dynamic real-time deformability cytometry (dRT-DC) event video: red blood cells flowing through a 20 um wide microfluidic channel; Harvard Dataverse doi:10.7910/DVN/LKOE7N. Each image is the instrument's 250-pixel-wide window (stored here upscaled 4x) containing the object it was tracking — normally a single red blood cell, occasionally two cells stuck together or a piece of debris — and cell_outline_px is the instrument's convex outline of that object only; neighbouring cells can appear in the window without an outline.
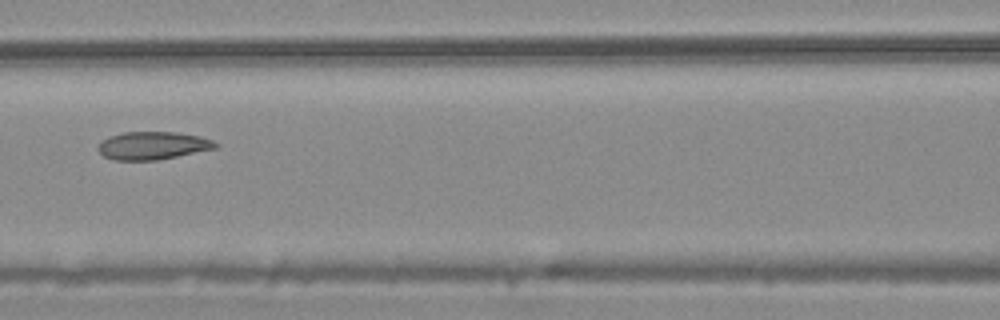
{"species": "common noctule bat (a hibernating species)", "species_latin": "Nyctalus noctula", "temperature_condition": "warm", "stored_images_in_passage": 9, "camera_frame_rate_fps": 3000, "um_per_image_px": 0.085, "animal": {"sex": "male", "body_mass_g": 20.4}, "frame": {"image": 1, "passage_image": 6, "time_ms": 1.667, "image_size_px": [1000, 320], "cell_outline_px": [[220, 144], [216, 148], [156, 160], [116, 160], [104, 156], [96, 148], [104, 140], [112, 136], [124, 132], [176, 132], [200, 136], [212, 140]], "centroid_in_image_um": [13.01, 12.37], "position_along_channel_um": 153.6, "area_um2": 18.79}}
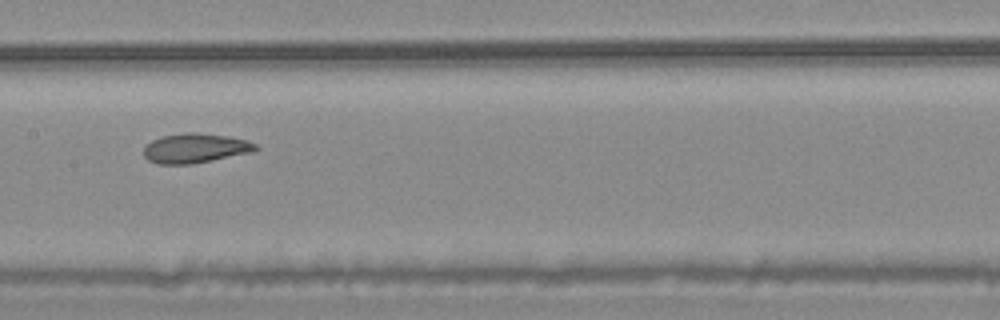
{"frame": {"image": 2, "passage_image": 7, "time_ms": 2.0, "image_size_px": [1000, 320], "cell_outline_px": [[260, 148], [252, 152], [188, 164], [156, 164], [148, 160], [144, 156], [144, 148], [152, 140], [164, 136], [184, 132], [196, 132], [228, 136], [248, 140], [256, 144]], "centroid_in_image_um": [16.6, 12.59], "position_along_channel_um": 190.8, "area_um2": 19.13}}
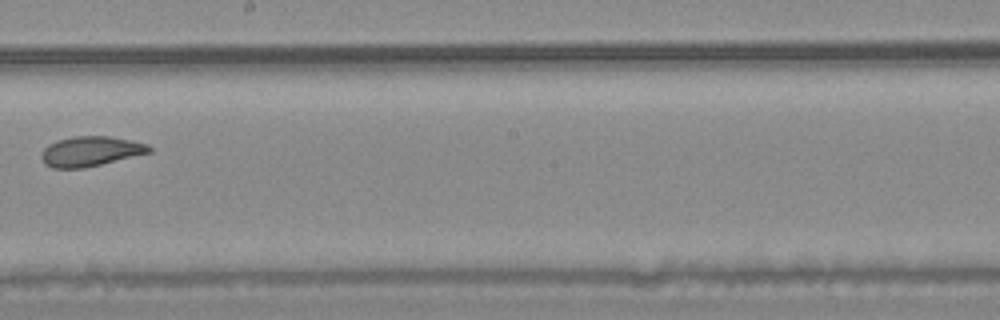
{"frame": {"image": 3, "passage_image": 8, "time_ms": 2.333, "image_size_px": [1000, 320], "cell_outline_px": [[152, 152], [84, 168], [52, 168], [44, 164], [40, 156], [44, 148], [48, 144], [56, 140], [72, 136], [108, 136], [132, 140], [148, 144], [152, 148]], "centroid_in_image_um": [7.68, 12.86], "position_along_channel_um": 240.5, "area_um2": 18.96}}